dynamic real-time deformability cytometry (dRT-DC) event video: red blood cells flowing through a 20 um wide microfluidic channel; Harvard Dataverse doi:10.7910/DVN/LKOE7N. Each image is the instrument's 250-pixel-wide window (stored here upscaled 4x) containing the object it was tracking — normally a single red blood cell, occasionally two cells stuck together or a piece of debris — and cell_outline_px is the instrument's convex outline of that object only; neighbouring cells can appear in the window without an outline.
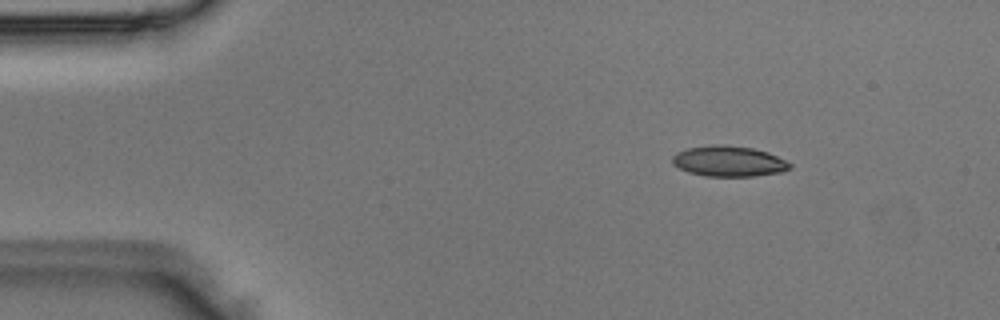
{"species": "Egyptian fruit bat (a non-hibernating species)", "species_latin": "Rousettus aegyptiacus", "temperature_condition": "room temperature", "stored_images_in_passage": 3, "camera_frame_rate_fps": 3000, "um_per_image_px": 0.085, "animal": {"sex": "male"}, "frame": {"image": 1, "passage_image": 1, "time_ms": 0.0, "image_size_px": [1000, 320], "cell_outline_px": [[792, 168], [780, 172], [752, 176], [704, 176], [688, 172], [672, 164], [672, 156], [676, 152], [688, 148], [708, 144], [724, 144], [752, 148], [768, 152], [792, 164]], "centroid_in_image_um": [61.91, 13.69], "position_along_channel_um": 23.1, "area_um2": 21.04}}